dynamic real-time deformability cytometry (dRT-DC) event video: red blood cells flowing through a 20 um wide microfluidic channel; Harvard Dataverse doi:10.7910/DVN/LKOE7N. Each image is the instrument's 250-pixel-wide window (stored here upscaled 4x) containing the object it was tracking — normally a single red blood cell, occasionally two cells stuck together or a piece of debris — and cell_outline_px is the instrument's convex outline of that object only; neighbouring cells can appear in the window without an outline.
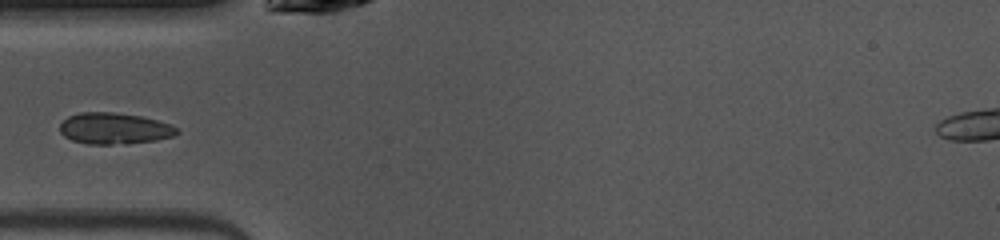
{"species": "common noctule bat (a hibernating species)", "species_latin": "Nyctalus noctula", "temperature_condition": "warm", "stored_images_in_passage": 35, "camera_frame_rate_fps": 3000, "um_per_image_px": 0.085, "animal": {"sex": "female", "body_mass_g": 10.0, "forearm_length_mm": 53.1}, "frame": {"image": 1, "passage_image": 1, "time_ms": 0.0, "image_size_px": [1000, 240], "cell_outline_px": [[180, 132], [176, 136], [156, 140], [124, 144], [88, 144], [72, 140], [64, 136], [60, 132], [60, 124], [68, 116], [80, 112], [112, 112], [140, 116], [156, 120], [168, 124], [176, 128]], "centroid_in_image_um": [9.71, 10.92], "position_along_channel_um": 75.3, "area_um2": 21.33}}
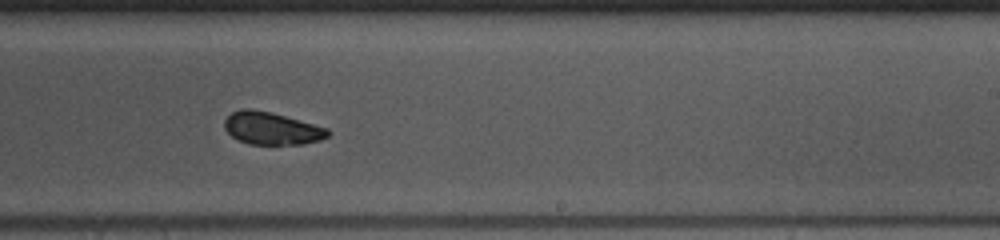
{"frame": {"image": 2, "passage_image": 15, "time_ms": 4.667, "image_size_px": [1000, 240], "cell_outline_px": [[328, 136], [320, 140], [304, 144], [248, 144], [232, 136], [224, 128], [224, 120], [232, 112], [244, 108], [252, 108], [272, 112], [328, 128]], "centroid_in_image_um": [23.08, 10.9], "position_along_channel_um": 265.9, "area_um2": 19.54}}
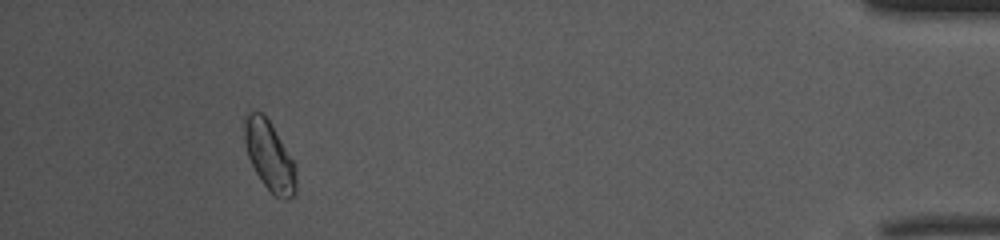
{"frame": {"image": 3, "passage_image": 31, "time_ms": 10.0, "image_size_px": [1000, 240], "cell_outline_px": [[296, 192], [288, 200], [280, 200], [260, 180], [248, 156], [244, 140], [244, 116], [248, 112], [260, 112], [268, 120], [292, 160], [296, 168]], "centroid_in_image_um": [22.89, 13.29], "position_along_channel_um": 412.3, "area_um2": 20.46}}